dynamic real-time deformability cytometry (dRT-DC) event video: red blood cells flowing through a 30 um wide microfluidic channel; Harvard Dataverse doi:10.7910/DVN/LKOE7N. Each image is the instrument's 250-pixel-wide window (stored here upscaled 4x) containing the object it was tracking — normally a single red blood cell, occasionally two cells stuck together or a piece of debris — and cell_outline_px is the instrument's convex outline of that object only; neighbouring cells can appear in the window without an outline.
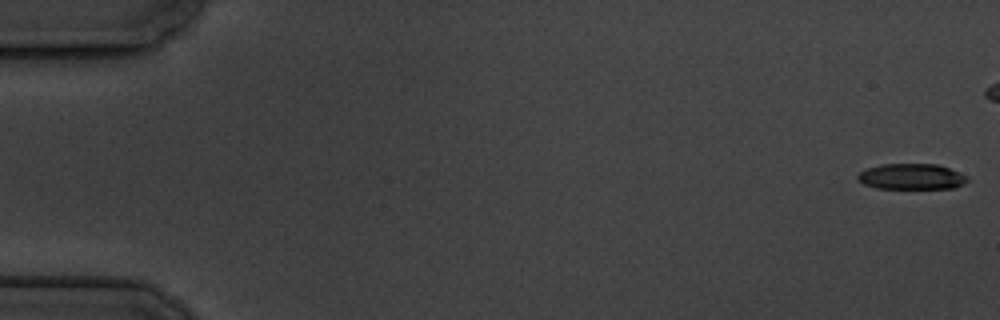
{"species": "common noctule bat (a hibernating species)", "species_latin": "Nyctalus noctula", "temperature_condition": "cold", "stored_images_in_passage": 6, "camera_frame_rate_fps": 3000, "um_per_image_px": 0.085, "animal": {"sex": "male", "body_mass_g": 19.5, "forearm_length_mm": 54.6}, "frame": {"image": 1, "passage_image": 1, "time_ms": 0.0, "image_size_px": [1000, 320], "cell_outline_px": [[968, 180], [964, 184], [956, 188], [876, 188], [864, 184], [856, 180], [856, 176], [860, 172], [868, 168], [884, 164], [936, 164], [948, 168], [968, 176]], "centroid_in_image_um": [77.48, 15.01], "position_along_channel_um": 7.5, "area_um2": 16.42}}
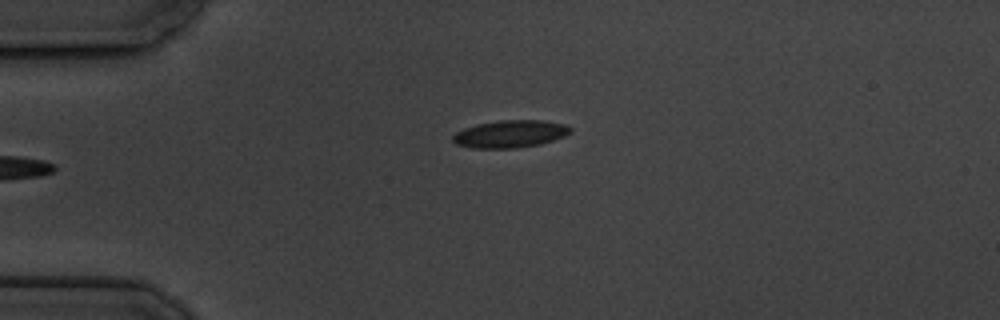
{"frame": {"image": 2, "passage_image": 6, "time_ms": 6.667, "image_size_px": [1000, 320], "cell_outline_px": [[572, 132], [564, 136], [540, 144], [516, 148], [472, 148], [456, 144], [452, 140], [452, 136], [456, 132], [464, 128], [476, 124], [500, 120], [544, 120], [568, 124], [572, 128]], "centroid_in_image_um": [43.39, 11.37], "position_along_channel_um": 41.6, "area_um2": 18.96}}